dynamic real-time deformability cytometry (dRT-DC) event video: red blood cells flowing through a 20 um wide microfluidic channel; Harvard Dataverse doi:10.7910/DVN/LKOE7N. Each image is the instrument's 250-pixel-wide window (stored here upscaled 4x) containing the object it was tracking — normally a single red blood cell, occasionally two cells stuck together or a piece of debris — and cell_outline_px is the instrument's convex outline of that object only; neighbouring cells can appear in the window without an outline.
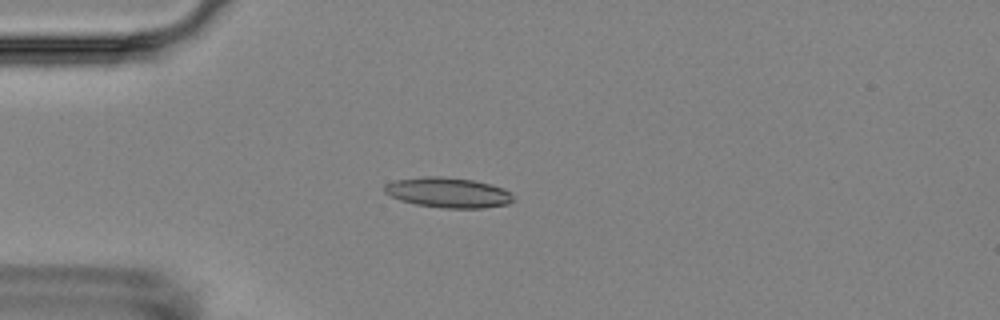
{"species": "Egyptian fruit bat (a non-hibernating species)", "species_latin": "Rousettus aegyptiacus", "temperature_condition": "room temperature", "stored_images_in_passage": 6, "camera_frame_rate_fps": 3000, "um_per_image_px": 0.085, "animal": {"sex": "female"}, "frame": {"image": 1, "passage_image": 4, "time_ms": 3.333, "image_size_px": [1000, 320], "cell_outline_px": [[512, 200], [508, 204], [484, 208], [440, 208], [416, 204], [400, 200], [384, 192], [384, 184], [396, 180], [424, 176], [440, 176], [472, 180], [504, 188], [512, 196]], "centroid_in_image_um": [38.06, 16.37], "position_along_channel_um": 46.9, "area_um2": 22.48}}
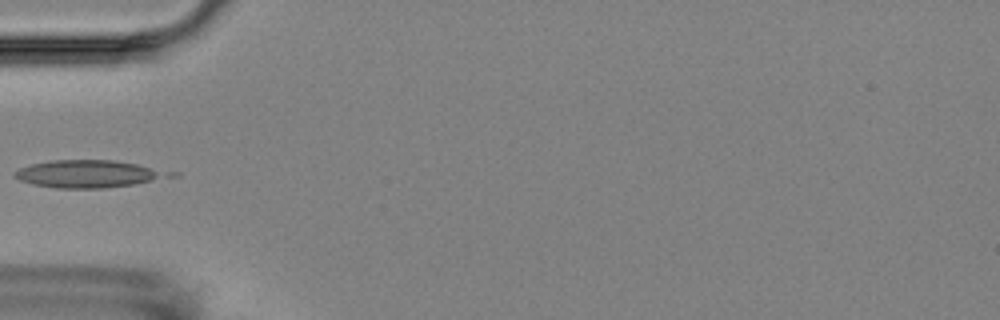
{"frame": {"image": 2, "passage_image": 5, "time_ms": 4.667, "image_size_px": [1000, 320], "cell_outline_px": [[160, 176], [152, 180], [132, 184], [104, 188], [56, 188], [32, 184], [20, 180], [12, 176], [12, 172], [20, 168], [32, 164], [52, 160], [112, 160], [136, 164], [148, 168], [156, 172]], "centroid_in_image_um": [7.16, 14.78], "position_along_channel_um": 77.8, "area_um2": 23.41}}
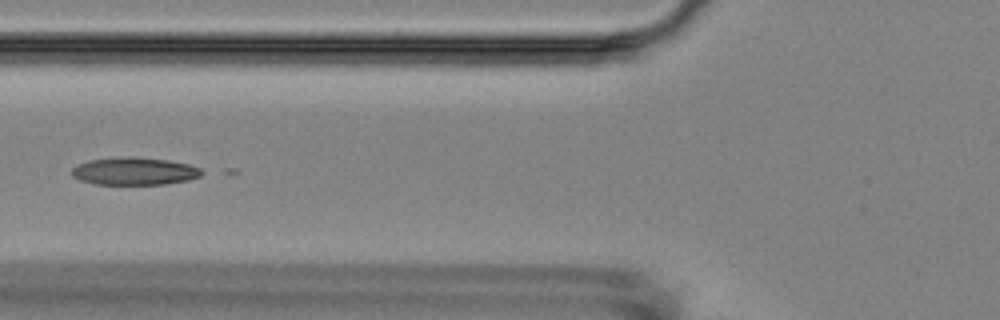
{"frame": {"image": 3, "passage_image": 6, "time_ms": 5.667, "image_size_px": [1000, 320], "cell_outline_px": [[208, 172], [200, 176], [188, 180], [164, 184], [96, 184], [80, 180], [72, 176], [72, 168], [76, 164], [88, 160], [120, 156], [132, 156], [168, 160], [188, 164], [200, 168]], "centroid_in_image_um": [11.43, 14.54], "position_along_channel_um": 114.4, "area_um2": 21.15}}